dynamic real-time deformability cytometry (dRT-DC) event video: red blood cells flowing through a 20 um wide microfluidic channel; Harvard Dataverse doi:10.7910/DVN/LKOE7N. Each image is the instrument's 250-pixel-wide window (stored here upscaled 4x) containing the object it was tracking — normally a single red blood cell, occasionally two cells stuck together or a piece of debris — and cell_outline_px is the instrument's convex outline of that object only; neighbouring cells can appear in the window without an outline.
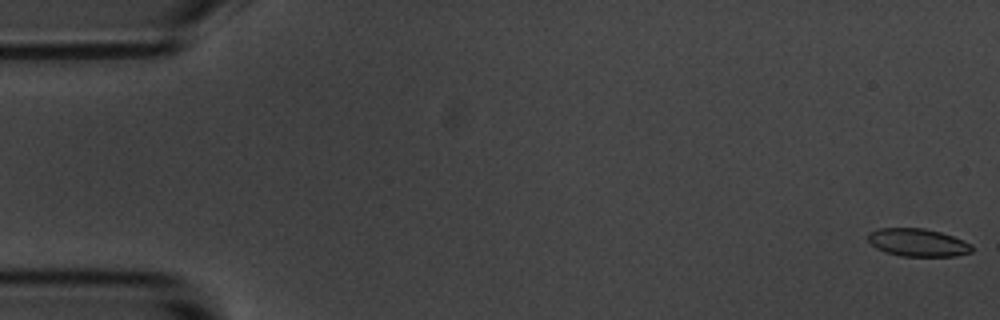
{"species": "common noctule bat (a hibernating species)", "species_latin": "Nyctalus noctula", "temperature_condition": "room temperature", "stored_images_in_passage": 10, "camera_frame_rate_fps": 3000, "um_per_image_px": 0.085, "animal": {"sex": "male", "body_mass_g": 20.1, "forearm_length_mm": 53.5}, "frame": {"image": 1, "passage_image": 1, "time_ms": 0.0, "image_size_px": [1000, 320], "cell_outline_px": [[972, 252], [956, 256], [900, 256], [884, 252], [876, 248], [868, 240], [868, 232], [880, 228], [924, 228], [940, 232], [952, 236], [972, 244]], "centroid_in_image_um": [78.0, 20.62], "position_along_channel_um": 7.0, "area_um2": 16.88}}
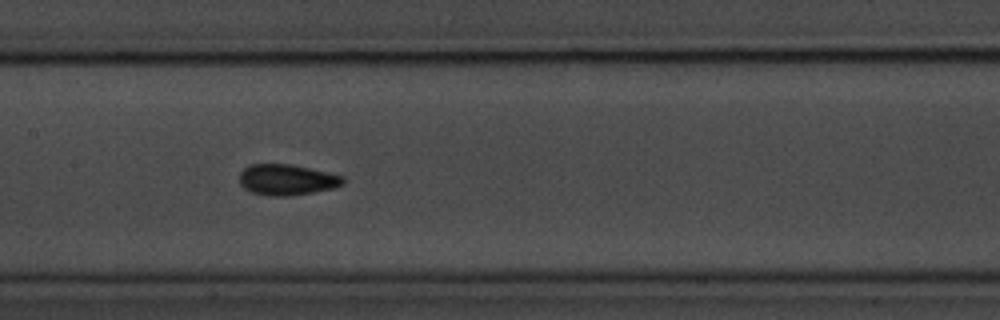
{"frame": {"image": 2, "passage_image": 9, "time_ms": 9.0, "image_size_px": [1000, 320], "cell_outline_px": [[344, 184], [332, 188], [292, 196], [268, 196], [252, 192], [244, 188], [240, 184], [240, 172], [248, 164], [292, 164], [344, 176]], "centroid_in_image_um": [24.37, 15.27], "position_along_channel_um": 183.0, "area_um2": 18.67}}
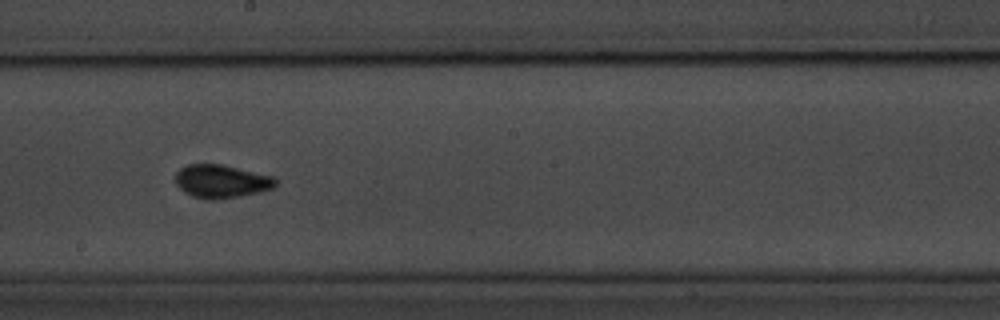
{"frame": {"image": 3, "passage_image": 10, "time_ms": 10.333, "image_size_px": [1000, 320], "cell_outline_px": [[276, 184], [272, 188], [260, 192], [240, 196], [216, 200], [192, 196], [184, 192], [176, 184], [176, 172], [180, 168], [188, 164], [220, 164], [272, 176], [276, 180]], "centroid_in_image_um": [18.79, 15.41], "position_along_channel_um": 229.4, "area_um2": 19.19}}